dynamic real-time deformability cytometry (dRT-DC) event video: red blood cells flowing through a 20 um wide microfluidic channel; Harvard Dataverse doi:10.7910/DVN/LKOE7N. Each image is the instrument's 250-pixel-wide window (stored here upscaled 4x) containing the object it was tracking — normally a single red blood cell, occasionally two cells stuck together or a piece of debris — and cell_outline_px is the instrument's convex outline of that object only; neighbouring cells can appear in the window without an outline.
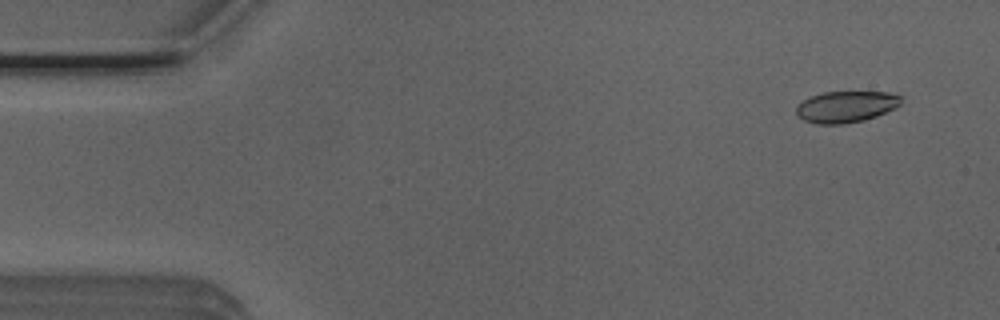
{"species": "Egyptian fruit bat (a non-hibernating species)", "species_latin": "Rousettus aegyptiacus", "temperature_condition": "room temperature", "stored_images_in_passage": 52, "camera_frame_rate_fps": 3000, "um_per_image_px": 0.085, "animal": {"sex": "male"}, "frame": {"image": 1, "passage_image": 4, "time_ms": 1.0, "image_size_px": [1000, 320], "cell_outline_px": [[900, 104], [896, 108], [876, 116], [864, 120], [844, 124], [816, 124], [804, 120], [796, 116], [796, 108], [804, 100], [812, 96], [824, 92], [888, 92], [900, 96]], "centroid_in_image_um": [71.9, 9.08], "position_along_channel_um": 13.1, "area_um2": 19.07}}
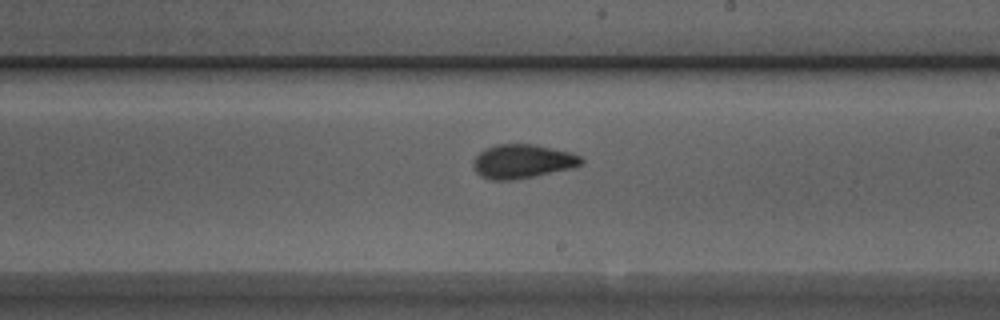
{"frame": {"image": 2, "passage_image": 30, "time_ms": 9.667, "image_size_px": [1000, 320], "cell_outline_px": [[584, 164], [576, 168], [516, 180], [488, 180], [480, 176], [472, 168], [472, 160], [484, 148], [496, 144], [532, 144], [572, 152], [580, 156], [584, 160]], "centroid_in_image_um": [44.42, 13.73], "position_along_channel_um": 244.6, "area_um2": 21.96}}
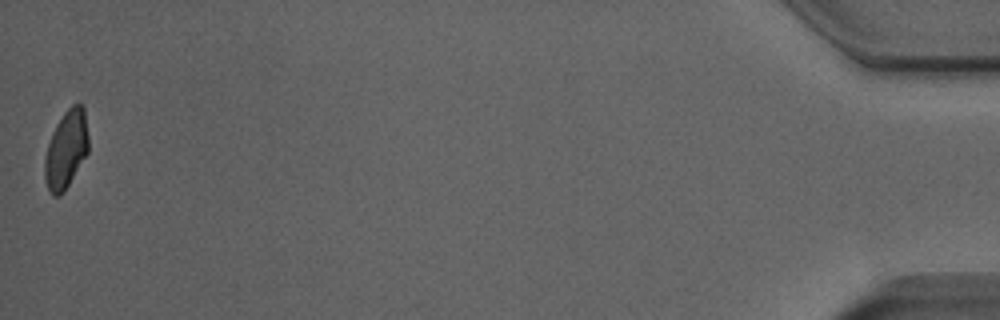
{"frame": {"image": 3, "passage_image": 52, "time_ms": 17.0, "image_size_px": [1000, 320], "cell_outline_px": [[88, 152], [64, 192], [60, 196], [52, 196], [48, 188], [44, 176], [44, 156], [52, 132], [56, 124], [64, 112], [72, 104], [80, 104], [84, 108], [88, 136]], "centroid_in_image_um": [5.61, 12.71], "position_along_channel_um": 429.6, "area_um2": 19.88}, "authors_computed_cell_mechanics": {"area_um2": 20.5768, "velocity_mm_per_s": 3.9399, "shape_relaxation_time_tau1_ms": 5.6133, "shape_relaxation_time_tau2_ms": 1.6604, "deformation_change_tau1": 0.167, "deformation_change_tau2": 0.0755}}